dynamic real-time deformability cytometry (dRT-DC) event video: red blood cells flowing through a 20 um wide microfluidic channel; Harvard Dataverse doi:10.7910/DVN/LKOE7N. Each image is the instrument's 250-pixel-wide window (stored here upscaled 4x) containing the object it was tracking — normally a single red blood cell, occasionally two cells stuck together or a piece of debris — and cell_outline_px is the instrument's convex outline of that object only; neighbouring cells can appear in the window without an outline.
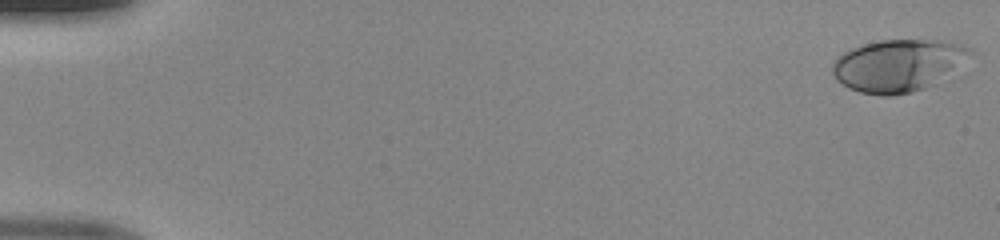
{"species": "human", "species_latin": "Homo sapiens", "temperature_condition": "room temperature", "stored_images_in_passage": 49, "camera_frame_rate_fps": 3000, "um_per_image_px": 0.085, "donor": {"sex": "male"}, "frame": {"image": 1, "passage_image": 1, "time_ms": 0.0, "image_size_px": [1000, 240], "cell_outline_px": [[972, 52], [932, 84], [924, 88], [912, 92], [892, 96], [880, 96], [860, 92], [848, 88], [836, 80], [832, 72], [832, 64], [844, 52], [852, 48], [864, 44], [880, 40], [940, 40], [964, 44], [972, 48]], "centroid_in_image_um": [76.26, 5.55], "position_along_channel_um": 8.7, "area_um2": 41.15}}
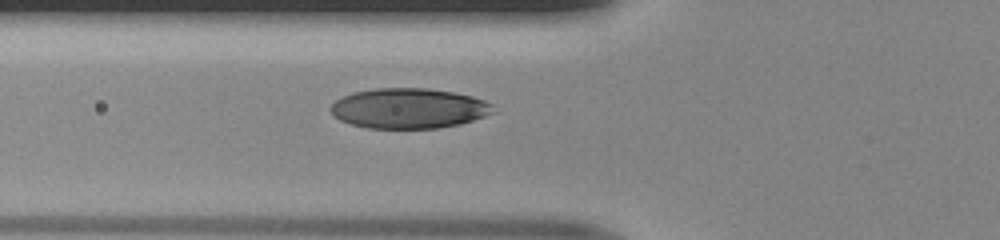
{"frame": {"image": 2, "passage_image": 19, "time_ms": 6.0, "image_size_px": [1000, 240], "cell_outline_px": [[496, 112], [460, 124], [436, 128], [368, 128], [352, 124], [340, 120], [332, 116], [328, 108], [336, 100], [352, 92], [372, 88], [428, 88], [452, 92], [472, 96], [484, 100], [492, 104]], "centroid_in_image_um": [34.72, 9.2], "position_along_channel_um": 91.1, "area_um2": 38.21}}
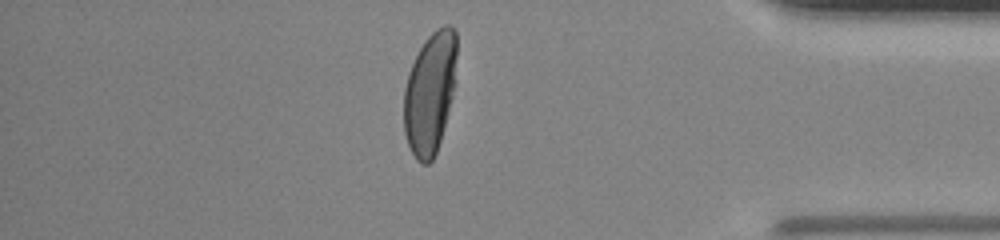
{"frame": {"image": 3, "passage_image": 43, "time_ms": 14.0, "image_size_px": [1000, 240], "cell_outline_px": [[456, 56], [452, 96], [440, 140], [436, 152], [432, 160], [428, 164], [420, 164], [416, 160], [408, 144], [404, 132], [404, 88], [408, 72], [424, 40], [436, 28], [444, 24], [448, 24], [456, 32]], "centroid_in_image_um": [36.52, 7.89], "position_along_channel_um": 398.7, "area_um2": 37.22}}